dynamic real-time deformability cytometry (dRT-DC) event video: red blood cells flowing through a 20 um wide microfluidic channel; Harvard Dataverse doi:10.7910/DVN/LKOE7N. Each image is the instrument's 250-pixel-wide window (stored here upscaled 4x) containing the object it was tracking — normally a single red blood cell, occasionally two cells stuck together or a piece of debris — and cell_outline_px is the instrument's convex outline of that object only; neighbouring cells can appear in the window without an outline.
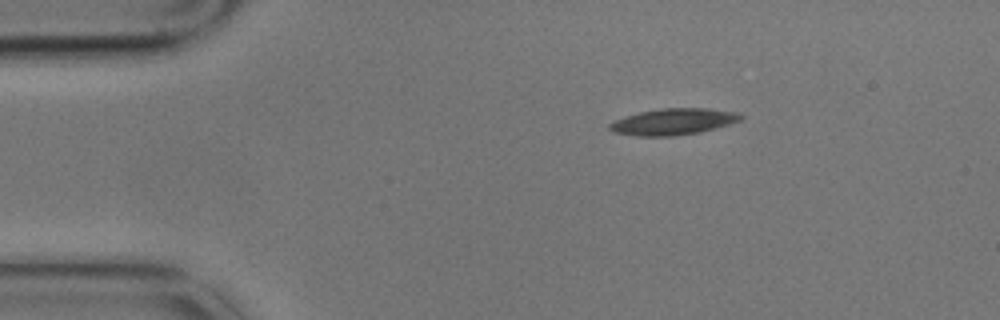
{"species": "common noctule bat (a hibernating species)", "species_latin": "Nyctalus noctula", "temperature_condition": "cold", "stored_images_in_passage": 3, "camera_frame_rate_fps": 3000, "um_per_image_px": 0.085, "animal": {"sex": "male", "body_mass_g": 17.9}, "frame": {"image": 1, "passage_image": 1, "time_ms": 0.0, "image_size_px": [1000, 320], "cell_outline_px": [[744, 116], [740, 120], [716, 128], [700, 132], [676, 136], [636, 136], [612, 132], [608, 128], [608, 124], [616, 120], [640, 112], [660, 108], [708, 108], [740, 112]], "centroid_in_image_um": [57.25, 10.34], "position_along_channel_um": 27.7, "area_um2": 20.23}}
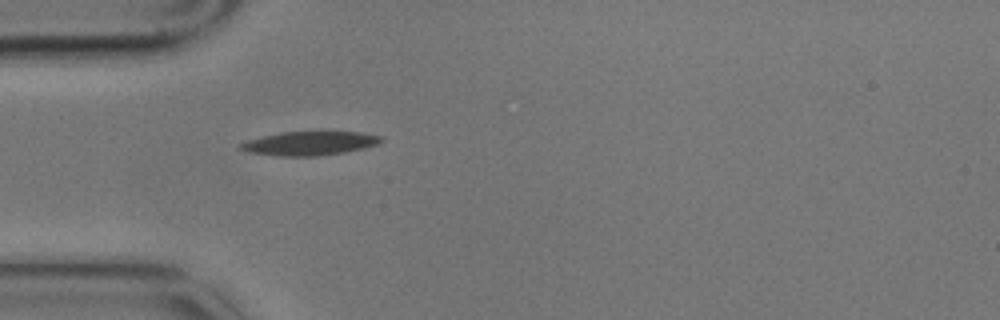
{"frame": {"image": 2, "passage_image": 3, "time_ms": 0.667, "image_size_px": [1000, 320], "cell_outline_px": [[384, 140], [380, 144], [364, 148], [344, 152], [316, 156], [280, 156], [248, 152], [236, 148], [236, 144], [248, 140], [280, 132], [328, 128], [360, 132], [384, 136]], "centroid_in_image_um": [26.38, 12.12], "position_along_channel_um": 58.6, "area_um2": 20.87}}